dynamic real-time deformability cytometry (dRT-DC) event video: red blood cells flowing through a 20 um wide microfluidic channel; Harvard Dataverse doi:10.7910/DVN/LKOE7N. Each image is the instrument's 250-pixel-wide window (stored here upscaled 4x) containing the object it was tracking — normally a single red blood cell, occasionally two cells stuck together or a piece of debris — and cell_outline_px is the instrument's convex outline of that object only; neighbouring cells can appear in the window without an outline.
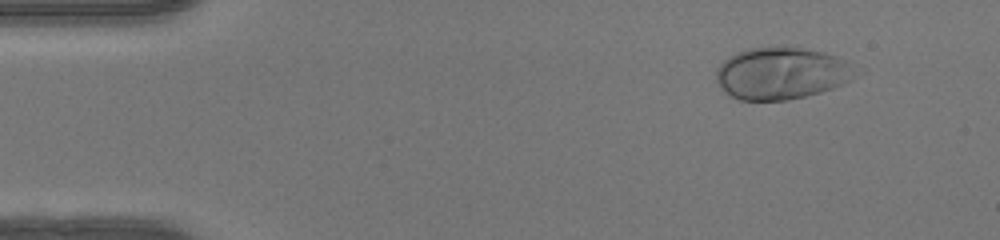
{"species": "human", "species_latin": "Homo sapiens", "temperature_condition": "warm", "stored_images_in_passage": 45, "camera_frame_rate_fps": 3000, "um_per_image_px": 0.085, "donor": {"sex": "female"}, "frame": {"image": 1, "passage_image": 1, "time_ms": 0.0, "image_size_px": [1000, 240], "cell_outline_px": [[856, 76], [844, 84], [820, 92], [788, 100], [740, 100], [732, 96], [720, 88], [716, 80], [716, 68], [728, 56], [736, 52], [748, 48], [800, 48], [824, 52], [836, 56], [844, 60]], "centroid_in_image_um": [66.35, 6.24], "position_along_channel_um": 18.6, "area_um2": 41.67}}
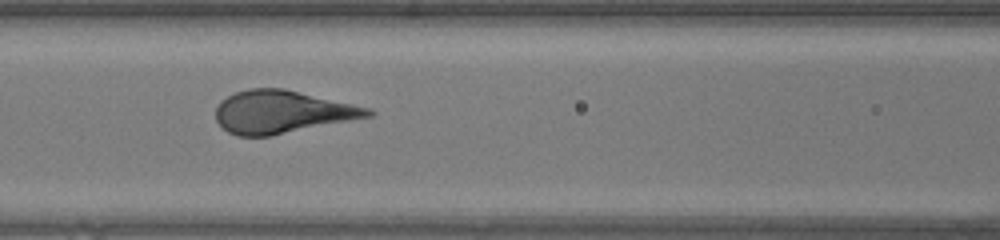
{"frame": {"image": 2, "passage_image": 17, "time_ms": 5.333, "image_size_px": [1000, 240], "cell_outline_px": [[376, 112], [372, 116], [268, 136], [236, 136], [228, 132], [216, 120], [216, 108], [220, 100], [236, 92], [252, 88], [284, 88], [372, 108]], "centroid_in_image_um": [23.99, 9.5], "position_along_channel_um": 142.6, "area_um2": 37.74}}
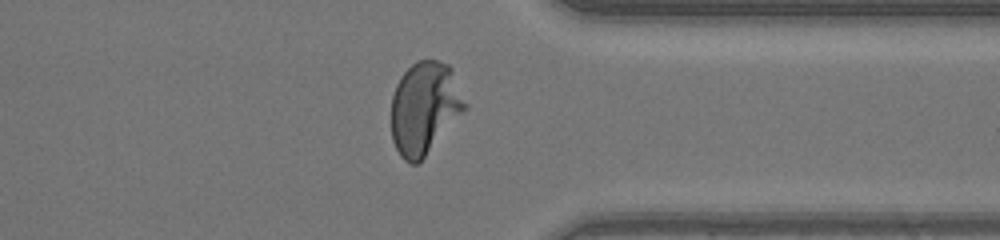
{"frame": {"image": 3, "passage_image": 34, "time_ms": 11.0, "image_size_px": [1000, 240], "cell_outline_px": [[468, 108], [420, 164], [412, 164], [404, 160], [400, 156], [392, 140], [392, 96], [396, 84], [400, 76], [416, 60], [436, 60], [448, 64], [452, 68], [468, 104]], "centroid_in_image_um": [36.12, 9.2], "position_along_channel_um": 375.3, "area_um2": 40.46}}